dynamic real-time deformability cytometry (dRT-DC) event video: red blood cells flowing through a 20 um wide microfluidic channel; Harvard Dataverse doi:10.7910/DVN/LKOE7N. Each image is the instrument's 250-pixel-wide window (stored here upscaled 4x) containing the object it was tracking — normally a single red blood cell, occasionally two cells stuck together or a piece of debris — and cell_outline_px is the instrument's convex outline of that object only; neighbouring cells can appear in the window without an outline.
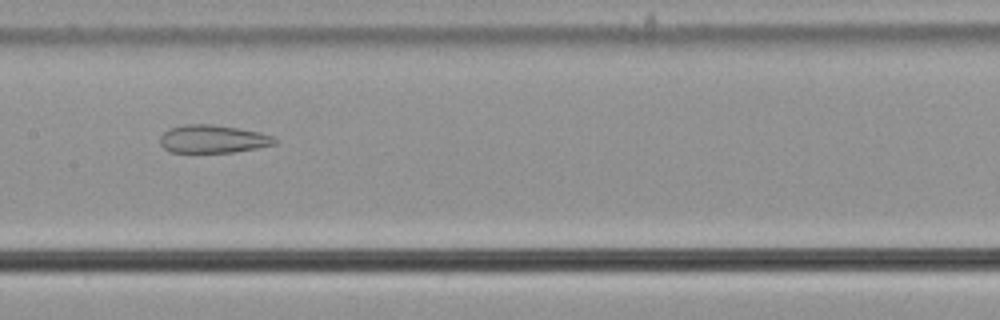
{"species": "common noctule bat (a hibernating species)", "species_latin": "Nyctalus noctula", "temperature_condition": "cold", "stored_images_in_passage": 56, "camera_frame_rate_fps": 3000, "um_per_image_px": 0.085, "animal": {"sex": "male", "body_mass_g": 21.5, "forearm_length_mm": 52.0}, "frame": {"image": 1, "passage_image": 28, "time_ms": 9.0, "image_size_px": [1000, 320], "cell_outline_px": [[276, 144], [236, 152], [168, 152], [160, 144], [160, 136], [168, 128], [184, 124], [212, 124], [260, 132], [272, 136], [276, 140]], "centroid_in_image_um": [18.06, 11.81], "position_along_channel_um": 189.3, "area_um2": 18.73}}
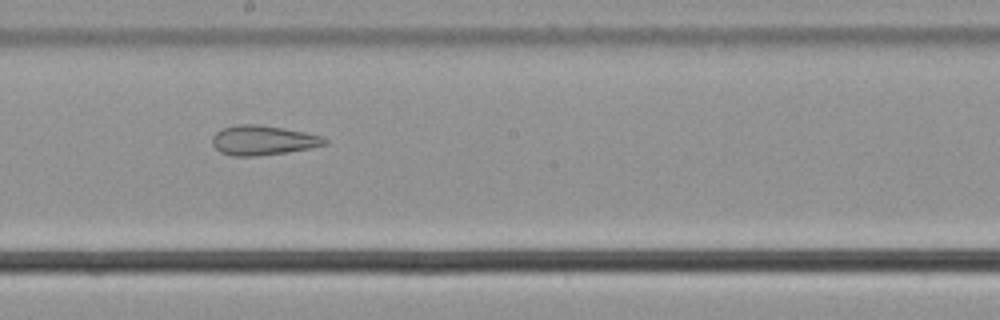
{"frame": {"image": 2, "passage_image": 31, "time_ms": 10.0, "image_size_px": [1000, 320], "cell_outline_px": [[328, 144], [288, 152], [252, 156], [232, 156], [220, 152], [212, 144], [212, 136], [216, 132], [224, 128], [240, 124], [260, 124], [284, 128], [304, 132], [320, 136], [328, 140]], "centroid_in_image_um": [22.34, 11.92], "position_along_channel_um": 225.9, "area_um2": 19.31}}
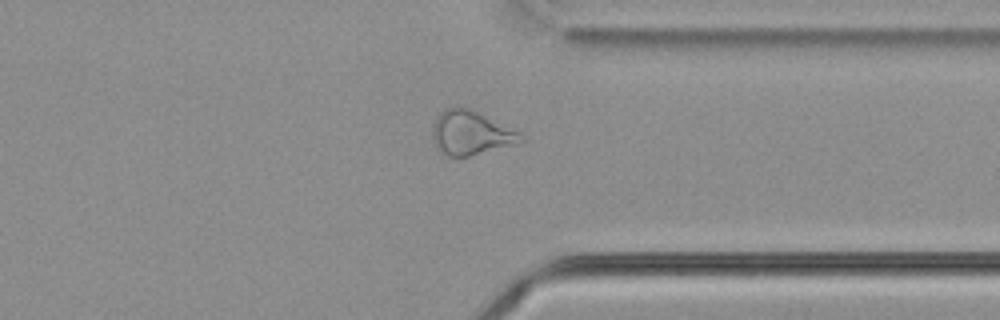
{"frame": {"image": 3, "passage_image": 43, "time_ms": 14.0, "image_size_px": [1000, 320], "cell_outline_px": [[528, 140], [520, 144], [468, 156], [448, 156], [436, 148], [432, 136], [432, 124], [440, 112], [444, 108], [456, 104], [464, 104], [520, 132]], "centroid_in_image_um": [40.05, 11.25], "position_along_channel_um": 371.4, "area_um2": 23.58}, "authors_computed_cell_mechanics": {"area_um2": 26.877, "velocity_mm_per_s": 3.6725, "shape_relaxation_time_tau1_ms": null, "shape_relaxation_time_tau2_ms": 3.072, "deformation_change_tau1": null, "deformation_change_tau2": 0.12}}